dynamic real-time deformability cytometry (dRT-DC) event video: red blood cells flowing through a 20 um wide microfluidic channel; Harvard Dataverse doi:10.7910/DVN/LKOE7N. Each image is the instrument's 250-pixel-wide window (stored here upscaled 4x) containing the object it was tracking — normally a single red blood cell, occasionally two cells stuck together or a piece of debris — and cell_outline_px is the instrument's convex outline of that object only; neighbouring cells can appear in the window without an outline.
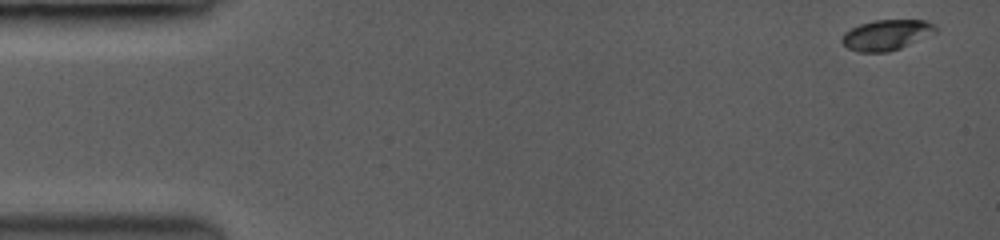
{"species": "common noctule bat (a hibernating species)", "species_latin": "Nyctalus noctula", "temperature_condition": "room temperature", "stored_images_in_passage": 75, "camera_frame_rate_fps": 3500, "um_per_image_px": 0.085, "animal": {"sex": "female", "body_mass_g": 19.0, "forearm_length_mm": 53.3}, "frame": {"image": 1, "passage_image": 1, "time_ms": 0.0, "image_size_px": [1000, 240], "cell_outline_px": [[936, 32], [900, 48], [884, 52], [860, 52], [848, 48], [840, 40], [852, 28], [860, 24], [876, 20], [924, 20], [932, 24], [936, 28]], "centroid_in_image_um": [75.35, 2.97], "position_along_channel_um": 9.7, "area_um2": 16.13}}
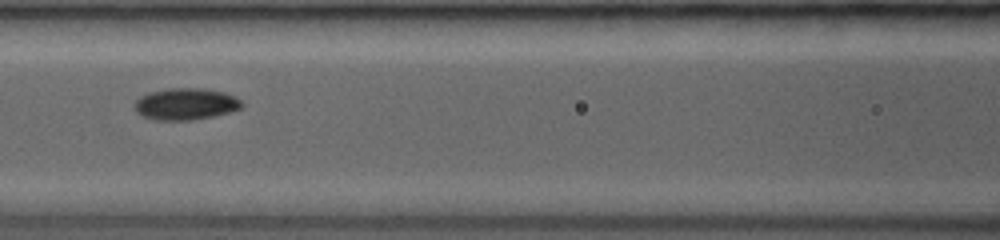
{"frame": {"image": 2, "passage_image": 30, "time_ms": 6.857, "image_size_px": [1000, 240], "cell_outline_px": [[240, 108], [228, 112], [212, 116], [188, 120], [156, 120], [144, 116], [136, 108], [136, 100], [152, 92], [172, 88], [200, 88], [220, 92], [232, 96], [240, 100]], "centroid_in_image_um": [15.78, 8.84], "position_along_channel_um": 150.8, "area_um2": 18.9}}
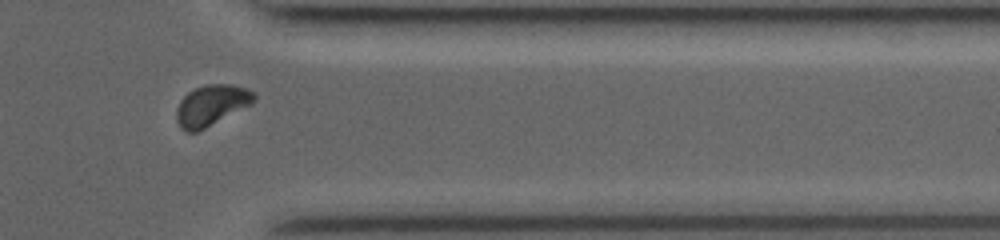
{"frame": {"image": 3, "passage_image": 63, "time_ms": 12.857, "image_size_px": [1000, 240], "cell_outline_px": [[256, 96], [252, 104], [196, 132], [188, 132], [180, 128], [176, 120], [176, 108], [180, 100], [188, 92], [204, 84], [228, 84], [244, 88], [256, 92]], "centroid_in_image_um": [17.95, 8.94], "position_along_channel_um": 393.5, "area_um2": 18.32}}